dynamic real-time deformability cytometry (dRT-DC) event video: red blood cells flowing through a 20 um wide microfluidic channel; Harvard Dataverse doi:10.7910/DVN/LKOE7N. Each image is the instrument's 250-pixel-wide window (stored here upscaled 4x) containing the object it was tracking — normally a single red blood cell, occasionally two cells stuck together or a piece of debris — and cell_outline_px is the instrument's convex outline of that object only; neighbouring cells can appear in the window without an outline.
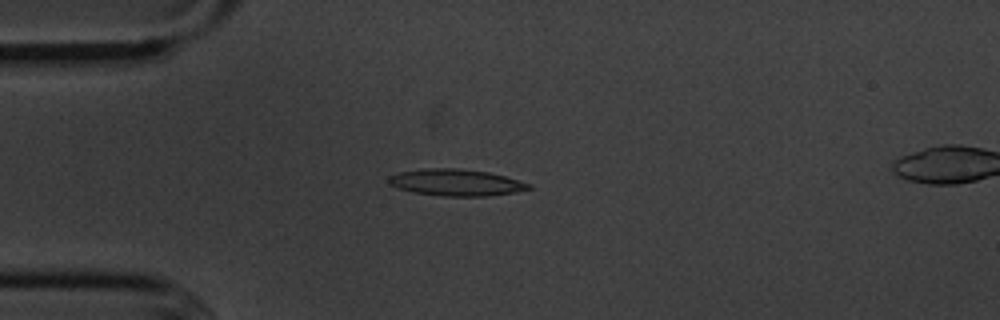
{"species": "common noctule bat (a hibernating species)", "species_latin": "Nyctalus noctula", "temperature_condition": "cold", "stored_images_in_passage": 46, "camera_frame_rate_fps": 3000, "um_per_image_px": 0.085, "animal": {"sex": "male", "body_mass_g": 20.1, "forearm_length_mm": 53.5}, "frame": {"image": 1, "passage_image": 5, "time_ms": 1.333, "image_size_px": [1000, 320], "cell_outline_px": [[532, 188], [512, 192], [488, 196], [440, 196], [412, 192], [388, 184], [388, 176], [400, 172], [424, 168], [456, 168], [488, 172], [504, 176], [532, 184]], "centroid_in_image_um": [38.73, 15.51], "position_along_channel_um": 46.3, "area_um2": 21.68}}
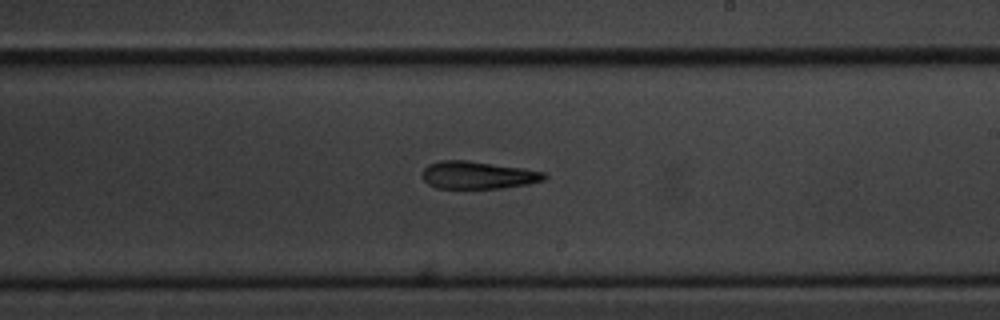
{"frame": {"image": 2, "passage_image": 23, "time_ms": 7.333, "image_size_px": [1000, 320], "cell_outline_px": [[548, 176], [544, 180], [528, 184], [504, 188], [436, 188], [428, 184], [424, 180], [420, 172], [428, 164], [440, 160], [464, 160], [520, 168], [544, 172]], "centroid_in_image_um": [40.57, 14.89], "position_along_channel_um": 248.4, "area_um2": 19.54}}
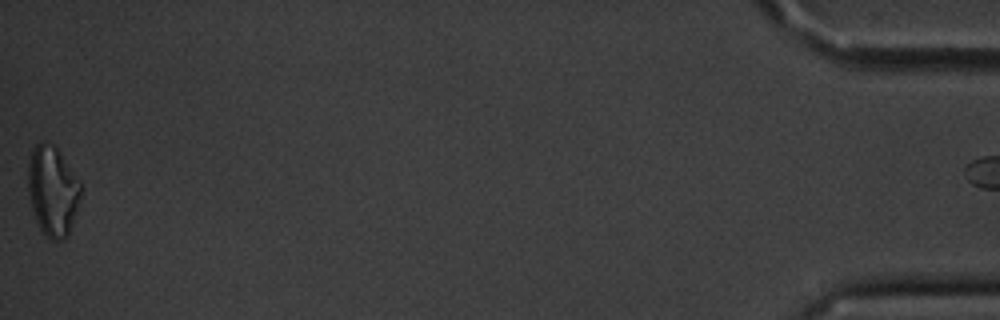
{"frame": {"image": 3, "passage_image": 46, "time_ms": 15.0, "image_size_px": [1000, 320], "cell_outline_px": [[84, 188], [68, 236], [64, 240], [52, 240], [44, 236], [36, 220], [32, 208], [28, 192], [28, 164], [32, 152], [36, 144], [40, 140], [44, 140], [52, 144], [56, 148], [80, 180]], "centroid_in_image_um": [4.5, 16.24], "position_along_channel_um": 430.7, "area_um2": 27.92}, "authors_computed_cell_mechanics": {"area_um2": 20.9814, "velocity_mm_per_s": 3.6166, "shape_relaxation_time_tau1_ms": 4.1275, "shape_relaxation_time_tau2_ms": 9.8044, "deformation_change_tau1": 0.127, "deformation_change_tau2": 0.2504}}